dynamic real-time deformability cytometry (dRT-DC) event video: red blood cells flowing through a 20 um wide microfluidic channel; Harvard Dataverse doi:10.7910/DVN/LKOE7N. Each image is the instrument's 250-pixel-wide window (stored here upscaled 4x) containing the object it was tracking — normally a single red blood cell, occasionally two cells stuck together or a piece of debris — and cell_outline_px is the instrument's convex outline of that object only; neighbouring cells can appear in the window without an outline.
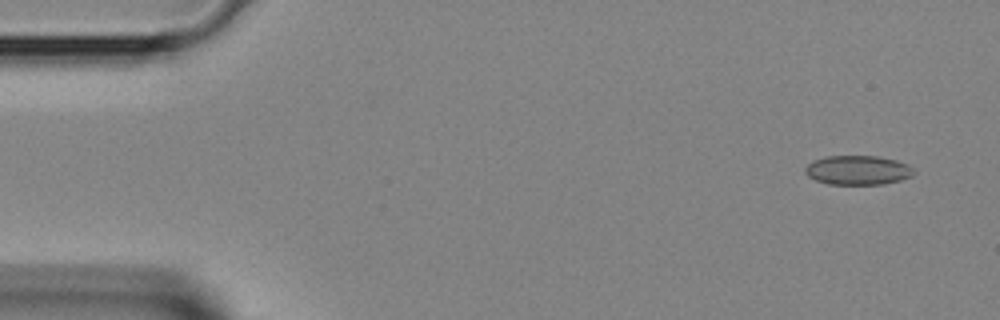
{"species": "Egyptian fruit bat (a non-hibernating species)", "species_latin": "Rousettus aegyptiacus", "temperature_condition": "room temperature", "stored_images_in_passage": 4, "camera_frame_rate_fps": 3000, "um_per_image_px": 0.085, "animal": {"sex": "female"}, "frame": {"image": 1, "passage_image": 1, "time_ms": 0.0, "image_size_px": [1000, 320], "cell_outline_px": [[916, 172], [912, 176], [900, 180], [884, 184], [828, 184], [816, 180], [808, 176], [804, 172], [804, 168], [812, 160], [824, 156], [876, 156], [896, 160], [908, 164]], "centroid_in_image_um": [72.9, 14.46], "position_along_channel_um": 12.1, "area_um2": 18.67}}
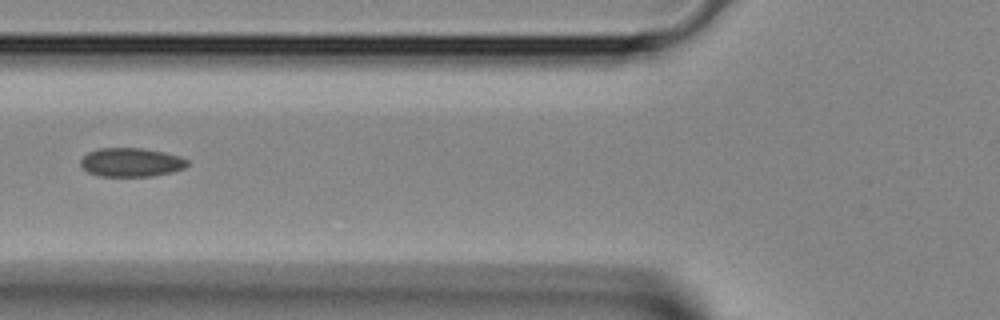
{"frame": {"image": 2, "passage_image": 4, "time_ms": 1.0, "image_size_px": [1000, 320], "cell_outline_px": [[188, 164], [184, 168], [172, 172], [152, 176], [100, 176], [88, 172], [80, 164], [80, 160], [88, 152], [100, 148], [144, 148], [164, 152], [180, 156], [188, 160]], "centroid_in_image_um": [11.16, 13.79], "position_along_channel_um": 114.6, "area_um2": 17.92}}